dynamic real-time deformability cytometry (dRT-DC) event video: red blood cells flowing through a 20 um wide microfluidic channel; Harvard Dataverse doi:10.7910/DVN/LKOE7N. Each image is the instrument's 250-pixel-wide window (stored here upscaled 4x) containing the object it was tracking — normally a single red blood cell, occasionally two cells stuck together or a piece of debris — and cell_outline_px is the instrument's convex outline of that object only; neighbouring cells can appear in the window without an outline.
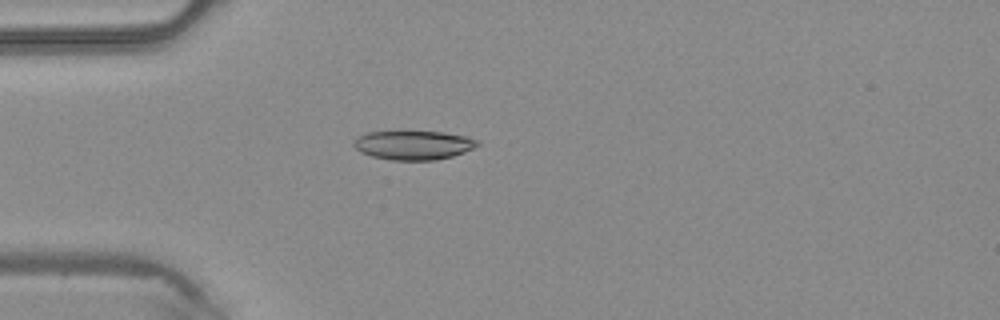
{"species": "common noctule bat (a hibernating species)", "species_latin": "Nyctalus noctula", "temperature_condition": "warm", "stored_images_in_passage": 3, "camera_frame_rate_fps": 3000, "um_per_image_px": 0.085, "animal": {"sex": "male", "body_mass_g": 20.4}, "frame": {"image": 1, "passage_image": 3, "time_ms": 0.667, "image_size_px": [1000, 320], "cell_outline_px": [[480, 144], [464, 152], [452, 156], [436, 160], [388, 160], [372, 156], [360, 152], [352, 144], [352, 140], [368, 132], [400, 128], [444, 132], [468, 136], [476, 140]], "centroid_in_image_um": [35.09, 12.28], "position_along_channel_um": 49.9, "area_um2": 21.96}}